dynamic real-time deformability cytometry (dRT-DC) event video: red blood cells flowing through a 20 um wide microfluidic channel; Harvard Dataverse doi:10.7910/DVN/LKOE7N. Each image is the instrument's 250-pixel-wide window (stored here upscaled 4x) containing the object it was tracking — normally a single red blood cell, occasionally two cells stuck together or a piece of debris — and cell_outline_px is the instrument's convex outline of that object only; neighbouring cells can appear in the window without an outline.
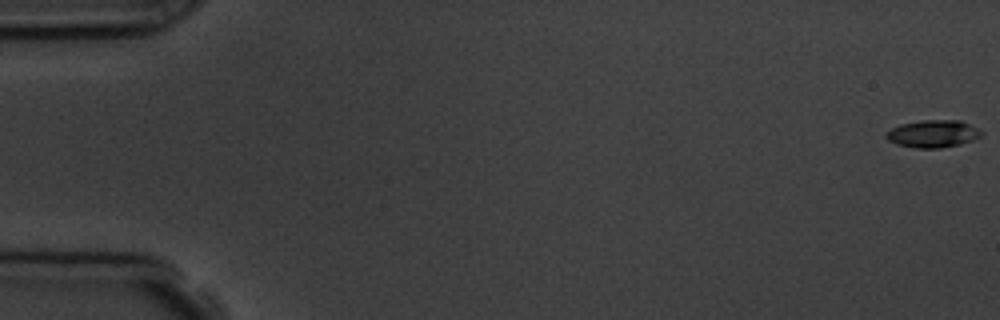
{"species": "common noctule bat (a hibernating species)", "species_latin": "Nyctalus noctula", "temperature_condition": "room temperature", "stored_images_in_passage": 5, "camera_frame_rate_fps": 3000, "um_per_image_px": 0.085, "animal": {"sex": "male", "body_mass_g": 19.5, "forearm_length_mm": 54.6}, "frame": {"image": 1, "passage_image": 1, "time_ms": 0.0, "image_size_px": [1000, 320], "cell_outline_px": [[984, 132], [980, 136], [972, 140], [960, 144], [940, 148], [916, 148], [896, 144], [888, 140], [884, 136], [892, 128], [900, 124], [924, 120], [960, 120]], "centroid_in_image_um": [79.29, 11.37], "position_along_channel_um": 5.7, "area_um2": 15.09}}
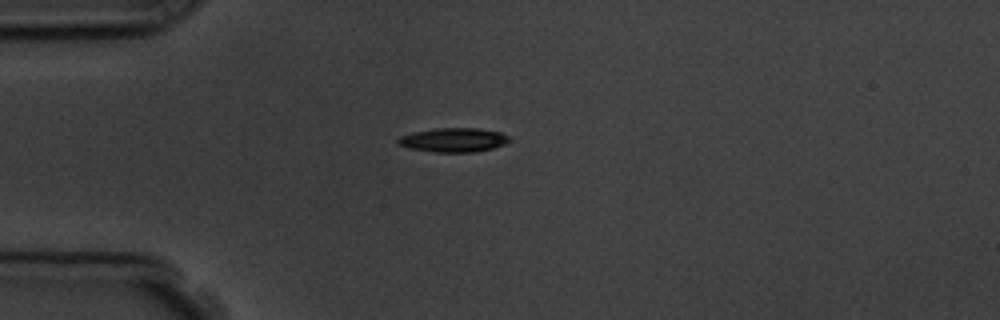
{"frame": {"image": 2, "passage_image": 5, "time_ms": 4.667, "image_size_px": [1000, 320], "cell_outline_px": [[512, 140], [504, 144], [492, 148], [476, 152], [432, 152], [408, 148], [400, 144], [396, 140], [400, 136], [416, 132], [436, 128], [476, 128], [500, 132], [508, 136]], "centroid_in_image_um": [38.57, 11.9], "position_along_channel_um": 46.4, "area_um2": 15.55}}